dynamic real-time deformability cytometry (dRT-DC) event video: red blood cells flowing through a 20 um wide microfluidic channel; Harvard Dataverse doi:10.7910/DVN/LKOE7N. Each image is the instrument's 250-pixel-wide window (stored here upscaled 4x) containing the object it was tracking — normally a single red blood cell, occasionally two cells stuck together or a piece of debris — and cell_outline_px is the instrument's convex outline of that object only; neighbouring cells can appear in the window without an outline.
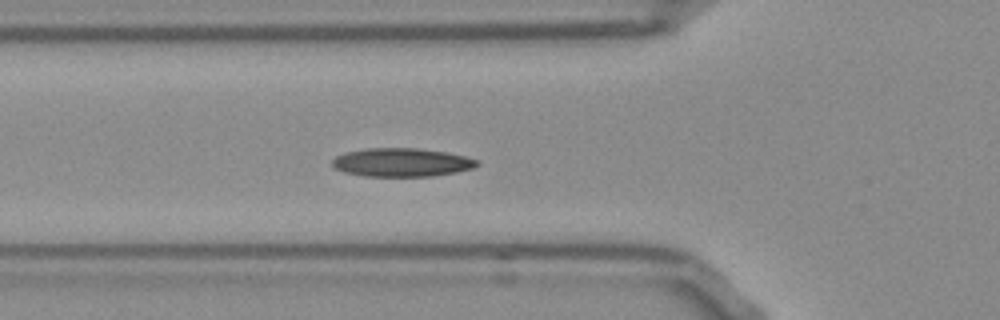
{"species": "Egyptian fruit bat (a non-hibernating species)", "species_latin": "Rousettus aegyptiacus", "temperature_condition": "room temperature", "stored_images_in_passage": 38, "camera_frame_rate_fps": 3000, "um_per_image_px": 0.085, "frame": {"image": 1, "passage_image": 6, "time_ms": 1.667, "image_size_px": [1000, 320], "cell_outline_px": [[480, 164], [472, 168], [456, 172], [432, 176], [364, 176], [344, 172], [332, 168], [332, 160], [336, 156], [348, 152], [368, 148], [416, 148], [444, 152], [464, 156], [480, 160]], "centroid_in_image_um": [34.13, 13.81], "position_along_channel_um": 91.7, "area_um2": 23.99}, "authors_computed_cell_mechanics": {"area_um2": 22.6865, "velocity_mm_per_s": 3.8189, "shape_relaxation_time_tau1_ms": null, "shape_relaxation_time_tau2_ms": 6.4765, "deformation_change_tau1": null, "deformation_change_tau2": 0.1123}}